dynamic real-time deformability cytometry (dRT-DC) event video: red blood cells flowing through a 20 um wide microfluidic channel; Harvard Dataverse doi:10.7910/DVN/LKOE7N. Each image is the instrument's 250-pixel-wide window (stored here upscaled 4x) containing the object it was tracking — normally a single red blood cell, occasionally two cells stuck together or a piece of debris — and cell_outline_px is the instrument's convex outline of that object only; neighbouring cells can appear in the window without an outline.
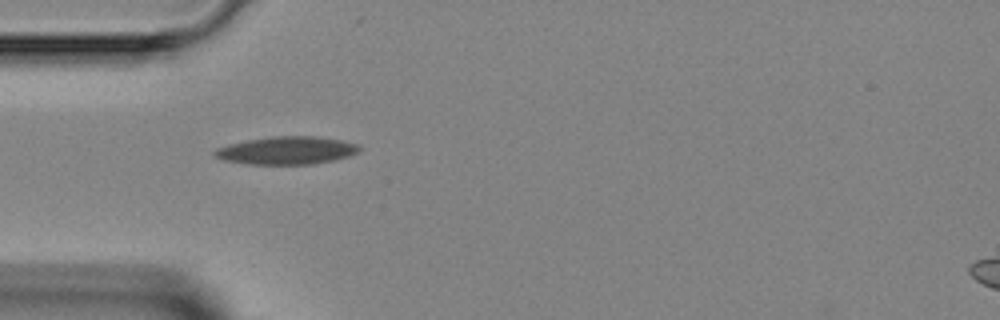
{"species": "Egyptian fruit bat (a non-hibernating species)", "species_latin": "Rousettus aegyptiacus", "temperature_condition": "room temperature", "stored_images_in_passage": 2, "camera_frame_rate_fps": 3000, "um_per_image_px": 0.085, "animal": {"sex": "female"}, "frame": {"image": 1, "passage_image": 1, "time_ms": 0.0, "image_size_px": [1000, 320], "cell_outline_px": [[360, 152], [336, 160], [312, 164], [248, 164], [224, 160], [212, 156], [212, 152], [216, 148], [228, 144], [248, 140], [272, 136], [316, 136], [340, 140], [360, 144]], "centroid_in_image_um": [24.37, 12.79], "position_along_channel_um": 60.6, "area_um2": 23.64}}
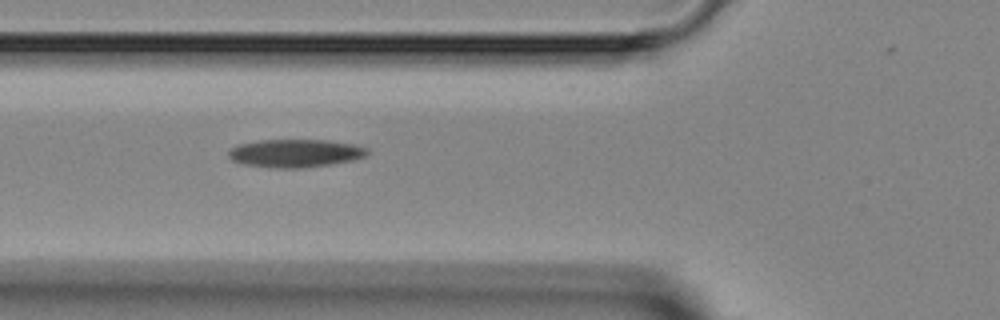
{"frame": {"image": 2, "passage_image": 2, "time_ms": 1.0, "image_size_px": [1000, 320], "cell_outline_px": [[368, 156], [352, 160], [332, 164], [304, 168], [272, 168], [244, 164], [232, 160], [228, 156], [228, 152], [232, 148], [240, 144], [260, 140], [328, 140], [352, 144], [368, 148]], "centroid_in_image_um": [25.12, 13.03], "position_along_channel_um": 100.7, "area_um2": 22.72}}